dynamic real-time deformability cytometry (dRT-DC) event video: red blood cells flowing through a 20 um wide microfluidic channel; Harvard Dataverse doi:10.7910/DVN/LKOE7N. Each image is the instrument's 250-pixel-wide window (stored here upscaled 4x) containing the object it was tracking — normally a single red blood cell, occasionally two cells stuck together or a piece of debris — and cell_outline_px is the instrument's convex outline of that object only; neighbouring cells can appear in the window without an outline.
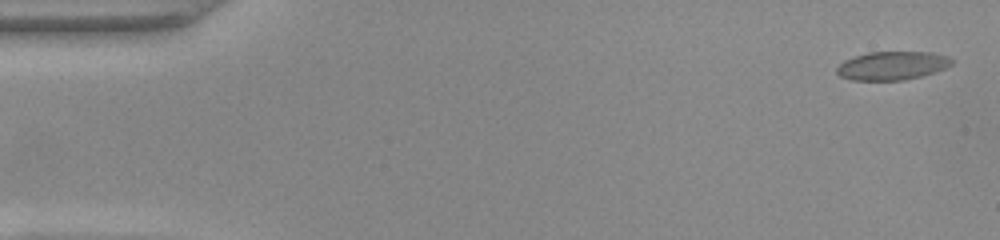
{"species": "common noctule bat (a hibernating species)", "species_latin": "Nyctalus noctula", "temperature_condition": "warm", "stored_images_in_passage": 50, "camera_frame_rate_fps": 3000, "um_per_image_px": 0.085, "animal": {"sex": "female", "body_mass_g": 22.0, "forearm_length_mm": 56.7}, "frame": {"image": 1, "passage_image": 2, "time_ms": 0.333, "image_size_px": [1000, 240], "cell_outline_px": [[952, 64], [944, 68], [920, 76], [904, 80], [852, 80], [840, 76], [836, 72], [836, 68], [844, 60], [868, 52], [932, 52], [948, 56], [952, 60]], "centroid_in_image_um": [75.81, 5.57], "position_along_channel_um": 9.2, "area_um2": 18.9}}
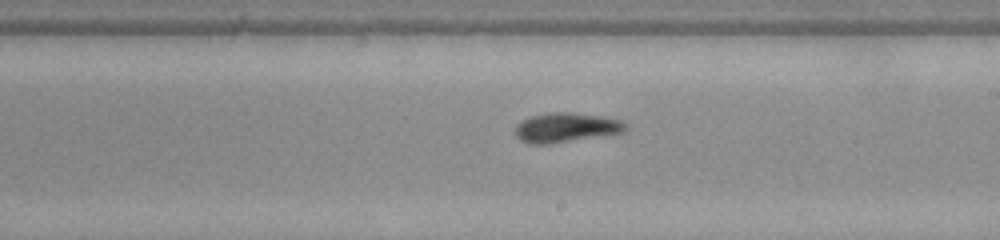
{"frame": {"image": 2, "passage_image": 29, "time_ms": 9.333, "image_size_px": [1000, 240], "cell_outline_px": [[628, 128], [624, 132], [604, 136], [552, 144], [532, 144], [520, 140], [516, 136], [516, 124], [520, 120], [532, 116], [548, 112], [568, 112], [596, 116], [620, 120], [628, 124]], "centroid_in_image_um": [48.11, 10.86], "position_along_channel_um": 240.9, "area_um2": 19.13}}
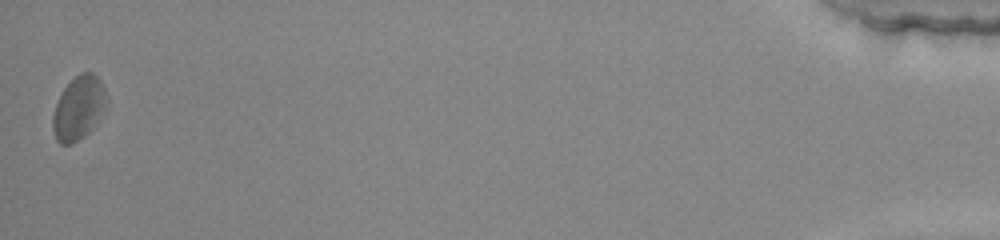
{"frame": {"image": 3, "passage_image": 50, "time_ms": 16.333, "image_size_px": [1000, 240], "cell_outline_px": [[108, 104], [92, 128], [84, 136], [72, 144], [60, 144], [56, 140], [52, 128], [52, 116], [56, 104], [64, 88], [80, 72], [92, 72], [100, 80], [108, 96]], "centroid_in_image_um": [6.69, 9.18], "position_along_channel_um": 428.5, "area_um2": 19.94}, "authors_computed_cell_mechanics": {"area_um2": 18.6694, "velocity_mm_per_s": 4.0696, "shape_relaxation_time_tau1_ms": 2.9299, "shape_relaxation_time_tau2_ms": 4.8036, "deformation_change_tau1": 0.1175, "deformation_change_tau2": 0.1301}}